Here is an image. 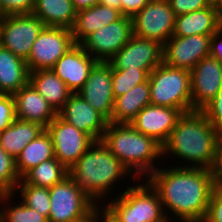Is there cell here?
<instances>
[{
	"label": "cell",
	"instance_id": "2e32d148",
	"mask_svg": "<svg viewBox=\"0 0 222 222\" xmlns=\"http://www.w3.org/2000/svg\"><path fill=\"white\" fill-rule=\"evenodd\" d=\"M77 93L109 121L115 99L112 89V66L108 62H98Z\"/></svg>",
	"mask_w": 222,
	"mask_h": 222
},
{
	"label": "cell",
	"instance_id": "ac0fdd59",
	"mask_svg": "<svg viewBox=\"0 0 222 222\" xmlns=\"http://www.w3.org/2000/svg\"><path fill=\"white\" fill-rule=\"evenodd\" d=\"M58 115L95 141L101 140L108 124V120L78 93L71 94Z\"/></svg>",
	"mask_w": 222,
	"mask_h": 222
},
{
	"label": "cell",
	"instance_id": "6da1fadb",
	"mask_svg": "<svg viewBox=\"0 0 222 222\" xmlns=\"http://www.w3.org/2000/svg\"><path fill=\"white\" fill-rule=\"evenodd\" d=\"M147 180L158 193L164 213L170 210L173 220L181 222H203L217 187L211 169L187 165L157 168Z\"/></svg>",
	"mask_w": 222,
	"mask_h": 222
},
{
	"label": "cell",
	"instance_id": "7402d4cb",
	"mask_svg": "<svg viewBox=\"0 0 222 222\" xmlns=\"http://www.w3.org/2000/svg\"><path fill=\"white\" fill-rule=\"evenodd\" d=\"M121 16L117 9L101 4L77 11L71 29L75 43L81 44L90 34L118 20Z\"/></svg>",
	"mask_w": 222,
	"mask_h": 222
},
{
	"label": "cell",
	"instance_id": "5b68a950",
	"mask_svg": "<svg viewBox=\"0 0 222 222\" xmlns=\"http://www.w3.org/2000/svg\"><path fill=\"white\" fill-rule=\"evenodd\" d=\"M145 183L130 185L103 206L119 222H169L171 218L165 215L158 193L148 181Z\"/></svg>",
	"mask_w": 222,
	"mask_h": 222
},
{
	"label": "cell",
	"instance_id": "f35d334b",
	"mask_svg": "<svg viewBox=\"0 0 222 222\" xmlns=\"http://www.w3.org/2000/svg\"><path fill=\"white\" fill-rule=\"evenodd\" d=\"M217 186H222V132H219L216 141L215 160L211 168Z\"/></svg>",
	"mask_w": 222,
	"mask_h": 222
},
{
	"label": "cell",
	"instance_id": "9a60e30c",
	"mask_svg": "<svg viewBox=\"0 0 222 222\" xmlns=\"http://www.w3.org/2000/svg\"><path fill=\"white\" fill-rule=\"evenodd\" d=\"M192 111H201L222 87V62L207 56L190 71Z\"/></svg>",
	"mask_w": 222,
	"mask_h": 222
},
{
	"label": "cell",
	"instance_id": "60d3db41",
	"mask_svg": "<svg viewBox=\"0 0 222 222\" xmlns=\"http://www.w3.org/2000/svg\"><path fill=\"white\" fill-rule=\"evenodd\" d=\"M209 56L222 62V27H220L211 37Z\"/></svg>",
	"mask_w": 222,
	"mask_h": 222
},
{
	"label": "cell",
	"instance_id": "d6a6232c",
	"mask_svg": "<svg viewBox=\"0 0 222 222\" xmlns=\"http://www.w3.org/2000/svg\"><path fill=\"white\" fill-rule=\"evenodd\" d=\"M17 206L0 208V222H49L48 218L24 205L22 201Z\"/></svg>",
	"mask_w": 222,
	"mask_h": 222
},
{
	"label": "cell",
	"instance_id": "277c9868",
	"mask_svg": "<svg viewBox=\"0 0 222 222\" xmlns=\"http://www.w3.org/2000/svg\"><path fill=\"white\" fill-rule=\"evenodd\" d=\"M101 141L130 173L133 172L135 179L145 174L148 177L158 168L154 162L162 156V146L131 124L108 122Z\"/></svg>",
	"mask_w": 222,
	"mask_h": 222
},
{
	"label": "cell",
	"instance_id": "4316f807",
	"mask_svg": "<svg viewBox=\"0 0 222 222\" xmlns=\"http://www.w3.org/2000/svg\"><path fill=\"white\" fill-rule=\"evenodd\" d=\"M44 130L45 128L38 123L16 118L0 132V146L16 159L24 147Z\"/></svg>",
	"mask_w": 222,
	"mask_h": 222
},
{
	"label": "cell",
	"instance_id": "ba28073f",
	"mask_svg": "<svg viewBox=\"0 0 222 222\" xmlns=\"http://www.w3.org/2000/svg\"><path fill=\"white\" fill-rule=\"evenodd\" d=\"M45 25L34 14L6 15L0 19V45L26 60Z\"/></svg>",
	"mask_w": 222,
	"mask_h": 222
},
{
	"label": "cell",
	"instance_id": "484cf974",
	"mask_svg": "<svg viewBox=\"0 0 222 222\" xmlns=\"http://www.w3.org/2000/svg\"><path fill=\"white\" fill-rule=\"evenodd\" d=\"M32 14L40 18L46 27L72 29L77 10L72 0H35Z\"/></svg>",
	"mask_w": 222,
	"mask_h": 222
},
{
	"label": "cell",
	"instance_id": "8992f818",
	"mask_svg": "<svg viewBox=\"0 0 222 222\" xmlns=\"http://www.w3.org/2000/svg\"><path fill=\"white\" fill-rule=\"evenodd\" d=\"M150 102L153 105L179 109L183 114L192 112L190 71L161 63L148 78Z\"/></svg>",
	"mask_w": 222,
	"mask_h": 222
},
{
	"label": "cell",
	"instance_id": "d4e9b609",
	"mask_svg": "<svg viewBox=\"0 0 222 222\" xmlns=\"http://www.w3.org/2000/svg\"><path fill=\"white\" fill-rule=\"evenodd\" d=\"M29 83L57 113L73 93L51 69L29 72Z\"/></svg>",
	"mask_w": 222,
	"mask_h": 222
},
{
	"label": "cell",
	"instance_id": "f1b7e54d",
	"mask_svg": "<svg viewBox=\"0 0 222 222\" xmlns=\"http://www.w3.org/2000/svg\"><path fill=\"white\" fill-rule=\"evenodd\" d=\"M68 174V169L56 158H52L29 170L21 179L26 184L50 188L62 181Z\"/></svg>",
	"mask_w": 222,
	"mask_h": 222
},
{
	"label": "cell",
	"instance_id": "603a6c76",
	"mask_svg": "<svg viewBox=\"0 0 222 222\" xmlns=\"http://www.w3.org/2000/svg\"><path fill=\"white\" fill-rule=\"evenodd\" d=\"M149 104H151L150 87L147 80L114 99L112 116L108 122L130 124L137 114Z\"/></svg>",
	"mask_w": 222,
	"mask_h": 222
},
{
	"label": "cell",
	"instance_id": "f6af8a7d",
	"mask_svg": "<svg viewBox=\"0 0 222 222\" xmlns=\"http://www.w3.org/2000/svg\"><path fill=\"white\" fill-rule=\"evenodd\" d=\"M100 208L103 209V217L102 222H119L106 208Z\"/></svg>",
	"mask_w": 222,
	"mask_h": 222
},
{
	"label": "cell",
	"instance_id": "9c48e42d",
	"mask_svg": "<svg viewBox=\"0 0 222 222\" xmlns=\"http://www.w3.org/2000/svg\"><path fill=\"white\" fill-rule=\"evenodd\" d=\"M75 44L71 29L45 26L25 60L29 72L51 69Z\"/></svg>",
	"mask_w": 222,
	"mask_h": 222
},
{
	"label": "cell",
	"instance_id": "836d02e7",
	"mask_svg": "<svg viewBox=\"0 0 222 222\" xmlns=\"http://www.w3.org/2000/svg\"><path fill=\"white\" fill-rule=\"evenodd\" d=\"M201 112L215 129L222 132V87L214 99Z\"/></svg>",
	"mask_w": 222,
	"mask_h": 222
},
{
	"label": "cell",
	"instance_id": "4fadbf2b",
	"mask_svg": "<svg viewBox=\"0 0 222 222\" xmlns=\"http://www.w3.org/2000/svg\"><path fill=\"white\" fill-rule=\"evenodd\" d=\"M162 62L163 45L135 35L108 61L116 70H153Z\"/></svg>",
	"mask_w": 222,
	"mask_h": 222
},
{
	"label": "cell",
	"instance_id": "ee69618b",
	"mask_svg": "<svg viewBox=\"0 0 222 222\" xmlns=\"http://www.w3.org/2000/svg\"><path fill=\"white\" fill-rule=\"evenodd\" d=\"M99 4L115 8L121 13V0H101Z\"/></svg>",
	"mask_w": 222,
	"mask_h": 222
},
{
	"label": "cell",
	"instance_id": "d6986e66",
	"mask_svg": "<svg viewBox=\"0 0 222 222\" xmlns=\"http://www.w3.org/2000/svg\"><path fill=\"white\" fill-rule=\"evenodd\" d=\"M98 63L81 44H75L51 68V70L73 92L77 93L85 84L90 71Z\"/></svg>",
	"mask_w": 222,
	"mask_h": 222
},
{
	"label": "cell",
	"instance_id": "3957f363",
	"mask_svg": "<svg viewBox=\"0 0 222 222\" xmlns=\"http://www.w3.org/2000/svg\"><path fill=\"white\" fill-rule=\"evenodd\" d=\"M72 180L96 203L109 197L117 181L132 173L109 151L103 142L95 141L68 169ZM107 195V196H106Z\"/></svg>",
	"mask_w": 222,
	"mask_h": 222
},
{
	"label": "cell",
	"instance_id": "e575fe53",
	"mask_svg": "<svg viewBox=\"0 0 222 222\" xmlns=\"http://www.w3.org/2000/svg\"><path fill=\"white\" fill-rule=\"evenodd\" d=\"M175 16L210 7L213 0H167Z\"/></svg>",
	"mask_w": 222,
	"mask_h": 222
},
{
	"label": "cell",
	"instance_id": "83f0119b",
	"mask_svg": "<svg viewBox=\"0 0 222 222\" xmlns=\"http://www.w3.org/2000/svg\"><path fill=\"white\" fill-rule=\"evenodd\" d=\"M52 158H55L54 147L51 136L45 129L16 157V169L20 178L43 161Z\"/></svg>",
	"mask_w": 222,
	"mask_h": 222
},
{
	"label": "cell",
	"instance_id": "f546056e",
	"mask_svg": "<svg viewBox=\"0 0 222 222\" xmlns=\"http://www.w3.org/2000/svg\"><path fill=\"white\" fill-rule=\"evenodd\" d=\"M21 178L16 169V160L0 146V202L7 204L16 193L17 184ZM12 197V198H11Z\"/></svg>",
	"mask_w": 222,
	"mask_h": 222
},
{
	"label": "cell",
	"instance_id": "bcb514c9",
	"mask_svg": "<svg viewBox=\"0 0 222 222\" xmlns=\"http://www.w3.org/2000/svg\"><path fill=\"white\" fill-rule=\"evenodd\" d=\"M215 4L217 6L219 18H222V0H216Z\"/></svg>",
	"mask_w": 222,
	"mask_h": 222
},
{
	"label": "cell",
	"instance_id": "5bb4252c",
	"mask_svg": "<svg viewBox=\"0 0 222 222\" xmlns=\"http://www.w3.org/2000/svg\"><path fill=\"white\" fill-rule=\"evenodd\" d=\"M212 35L172 36L163 45V63L170 67L192 68L209 56Z\"/></svg>",
	"mask_w": 222,
	"mask_h": 222
},
{
	"label": "cell",
	"instance_id": "8fae6325",
	"mask_svg": "<svg viewBox=\"0 0 222 222\" xmlns=\"http://www.w3.org/2000/svg\"><path fill=\"white\" fill-rule=\"evenodd\" d=\"M45 129L51 136L55 158L67 169L95 142L90 135L78 130L59 115Z\"/></svg>",
	"mask_w": 222,
	"mask_h": 222
},
{
	"label": "cell",
	"instance_id": "e0dca14e",
	"mask_svg": "<svg viewBox=\"0 0 222 222\" xmlns=\"http://www.w3.org/2000/svg\"><path fill=\"white\" fill-rule=\"evenodd\" d=\"M182 115L179 109L149 104L130 124L138 132L153 138L162 146Z\"/></svg>",
	"mask_w": 222,
	"mask_h": 222
},
{
	"label": "cell",
	"instance_id": "ffe728a7",
	"mask_svg": "<svg viewBox=\"0 0 222 222\" xmlns=\"http://www.w3.org/2000/svg\"><path fill=\"white\" fill-rule=\"evenodd\" d=\"M13 98L18 119L35 122L46 128L58 115L30 83L14 93Z\"/></svg>",
	"mask_w": 222,
	"mask_h": 222
},
{
	"label": "cell",
	"instance_id": "8d00e7d4",
	"mask_svg": "<svg viewBox=\"0 0 222 222\" xmlns=\"http://www.w3.org/2000/svg\"><path fill=\"white\" fill-rule=\"evenodd\" d=\"M203 222H222V186H217L212 192Z\"/></svg>",
	"mask_w": 222,
	"mask_h": 222
},
{
	"label": "cell",
	"instance_id": "d590c367",
	"mask_svg": "<svg viewBox=\"0 0 222 222\" xmlns=\"http://www.w3.org/2000/svg\"><path fill=\"white\" fill-rule=\"evenodd\" d=\"M16 119L13 95L0 94V132Z\"/></svg>",
	"mask_w": 222,
	"mask_h": 222
},
{
	"label": "cell",
	"instance_id": "7a4b0ae2",
	"mask_svg": "<svg viewBox=\"0 0 222 222\" xmlns=\"http://www.w3.org/2000/svg\"><path fill=\"white\" fill-rule=\"evenodd\" d=\"M218 134L201 111L184 113L162 145V156L172 154L191 168L211 169Z\"/></svg>",
	"mask_w": 222,
	"mask_h": 222
},
{
	"label": "cell",
	"instance_id": "1f68e13d",
	"mask_svg": "<svg viewBox=\"0 0 222 222\" xmlns=\"http://www.w3.org/2000/svg\"><path fill=\"white\" fill-rule=\"evenodd\" d=\"M152 70L126 69L116 70L112 67V89L117 98L127 93L134 86L146 82Z\"/></svg>",
	"mask_w": 222,
	"mask_h": 222
},
{
	"label": "cell",
	"instance_id": "7c38bea8",
	"mask_svg": "<svg viewBox=\"0 0 222 222\" xmlns=\"http://www.w3.org/2000/svg\"><path fill=\"white\" fill-rule=\"evenodd\" d=\"M132 35V18L121 16L90 34L81 45L98 62H108Z\"/></svg>",
	"mask_w": 222,
	"mask_h": 222
},
{
	"label": "cell",
	"instance_id": "b9f144b4",
	"mask_svg": "<svg viewBox=\"0 0 222 222\" xmlns=\"http://www.w3.org/2000/svg\"><path fill=\"white\" fill-rule=\"evenodd\" d=\"M100 210L101 209H99V207L96 206L85 217H83V218H81L79 220L73 221V222H102L103 211H100Z\"/></svg>",
	"mask_w": 222,
	"mask_h": 222
},
{
	"label": "cell",
	"instance_id": "52a82bcc",
	"mask_svg": "<svg viewBox=\"0 0 222 222\" xmlns=\"http://www.w3.org/2000/svg\"><path fill=\"white\" fill-rule=\"evenodd\" d=\"M49 194V222H73L85 217L99 206L69 175L50 187Z\"/></svg>",
	"mask_w": 222,
	"mask_h": 222
},
{
	"label": "cell",
	"instance_id": "4dcf8cb0",
	"mask_svg": "<svg viewBox=\"0 0 222 222\" xmlns=\"http://www.w3.org/2000/svg\"><path fill=\"white\" fill-rule=\"evenodd\" d=\"M16 189L20 192L22 203L49 218L50 194L49 188L37 187L26 184L22 179Z\"/></svg>",
	"mask_w": 222,
	"mask_h": 222
},
{
	"label": "cell",
	"instance_id": "7dc6e473",
	"mask_svg": "<svg viewBox=\"0 0 222 222\" xmlns=\"http://www.w3.org/2000/svg\"><path fill=\"white\" fill-rule=\"evenodd\" d=\"M3 17H4V11L0 0V19H2Z\"/></svg>",
	"mask_w": 222,
	"mask_h": 222
},
{
	"label": "cell",
	"instance_id": "7bdbcfd3",
	"mask_svg": "<svg viewBox=\"0 0 222 222\" xmlns=\"http://www.w3.org/2000/svg\"><path fill=\"white\" fill-rule=\"evenodd\" d=\"M101 0H72L74 7L77 11L90 8L96 4H99Z\"/></svg>",
	"mask_w": 222,
	"mask_h": 222
},
{
	"label": "cell",
	"instance_id": "cb8c5ba5",
	"mask_svg": "<svg viewBox=\"0 0 222 222\" xmlns=\"http://www.w3.org/2000/svg\"><path fill=\"white\" fill-rule=\"evenodd\" d=\"M28 83L26 61L0 45V94L13 95Z\"/></svg>",
	"mask_w": 222,
	"mask_h": 222
},
{
	"label": "cell",
	"instance_id": "30bf717a",
	"mask_svg": "<svg viewBox=\"0 0 222 222\" xmlns=\"http://www.w3.org/2000/svg\"><path fill=\"white\" fill-rule=\"evenodd\" d=\"M175 17L167 0H150L132 17L133 35L164 45L173 36Z\"/></svg>",
	"mask_w": 222,
	"mask_h": 222
},
{
	"label": "cell",
	"instance_id": "ab89813d",
	"mask_svg": "<svg viewBox=\"0 0 222 222\" xmlns=\"http://www.w3.org/2000/svg\"><path fill=\"white\" fill-rule=\"evenodd\" d=\"M150 0H121V14L126 17H134Z\"/></svg>",
	"mask_w": 222,
	"mask_h": 222
},
{
	"label": "cell",
	"instance_id": "74e56055",
	"mask_svg": "<svg viewBox=\"0 0 222 222\" xmlns=\"http://www.w3.org/2000/svg\"><path fill=\"white\" fill-rule=\"evenodd\" d=\"M4 16L15 14H31L35 0H1Z\"/></svg>",
	"mask_w": 222,
	"mask_h": 222
},
{
	"label": "cell",
	"instance_id": "44dd1931",
	"mask_svg": "<svg viewBox=\"0 0 222 222\" xmlns=\"http://www.w3.org/2000/svg\"><path fill=\"white\" fill-rule=\"evenodd\" d=\"M221 27L215 2L208 8L175 17L173 36L213 35Z\"/></svg>",
	"mask_w": 222,
	"mask_h": 222
}]
</instances>
